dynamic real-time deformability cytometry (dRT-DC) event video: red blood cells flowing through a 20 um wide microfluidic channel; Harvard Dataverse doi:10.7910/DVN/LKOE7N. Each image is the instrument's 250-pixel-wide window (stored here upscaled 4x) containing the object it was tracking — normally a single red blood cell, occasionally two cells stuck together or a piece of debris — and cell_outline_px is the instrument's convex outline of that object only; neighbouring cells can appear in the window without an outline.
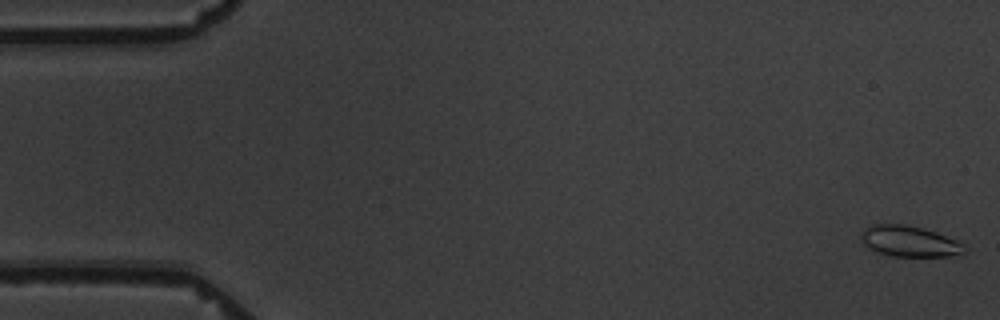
{"species": "common noctule bat (a hibernating species)", "species_latin": "Nyctalus noctula", "temperature_condition": "warm", "stored_images_in_passage": 7, "camera_frame_rate_fps": 3000, "um_per_image_px": 0.085, "animal": {"sex": "male", "body_mass_g": 19.5, "forearm_length_mm": 54.6}, "frame": {"image": 1, "passage_image": 1, "time_ms": 0.0, "image_size_px": [1000, 320], "cell_outline_px": [[964, 256], [892, 256], [868, 248], [864, 244], [860, 236], [860, 232], [864, 228], [872, 224], [904, 224], [924, 228], [936, 232], [956, 240], [964, 244]], "centroid_in_image_um": [77.31, 20.5], "position_along_channel_um": 7.7, "area_um2": 18.73}}
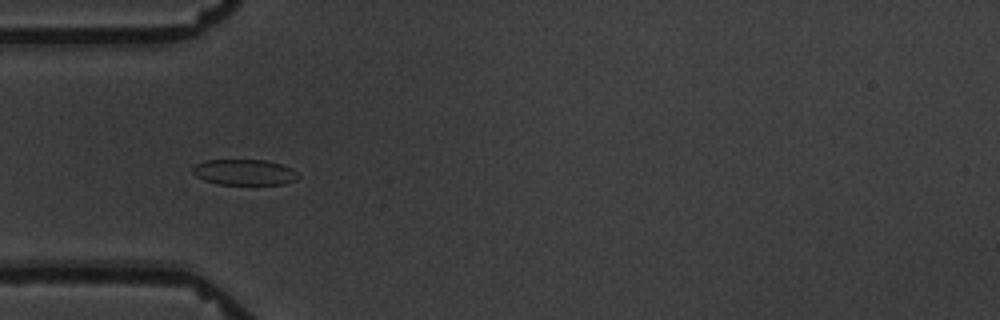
{"frame": {"image": 2, "passage_image": 6, "time_ms": 5.667, "image_size_px": [1000, 320], "cell_outline_px": [[300, 176], [296, 180], [284, 184], [216, 184], [204, 180], [196, 176], [192, 172], [192, 168], [196, 164], [204, 160], [268, 160], [292, 168]], "centroid_in_image_um": [20.77, 14.64], "position_along_channel_um": 64.2, "area_um2": 15.9}}
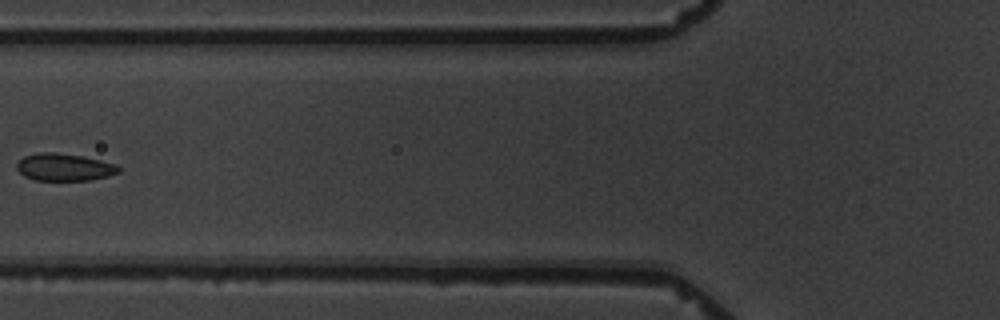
{"frame": {"image": 3, "passage_image": 7, "time_ms": 7.333, "image_size_px": [1000, 320], "cell_outline_px": [[120, 172], [108, 176], [92, 180], [32, 180], [24, 176], [16, 168], [16, 164], [24, 156], [36, 152], [56, 152], [84, 156], [116, 164], [120, 168]], "centroid_in_image_um": [5.46, 14.2], "position_along_channel_um": 120.3, "area_um2": 16.42}}